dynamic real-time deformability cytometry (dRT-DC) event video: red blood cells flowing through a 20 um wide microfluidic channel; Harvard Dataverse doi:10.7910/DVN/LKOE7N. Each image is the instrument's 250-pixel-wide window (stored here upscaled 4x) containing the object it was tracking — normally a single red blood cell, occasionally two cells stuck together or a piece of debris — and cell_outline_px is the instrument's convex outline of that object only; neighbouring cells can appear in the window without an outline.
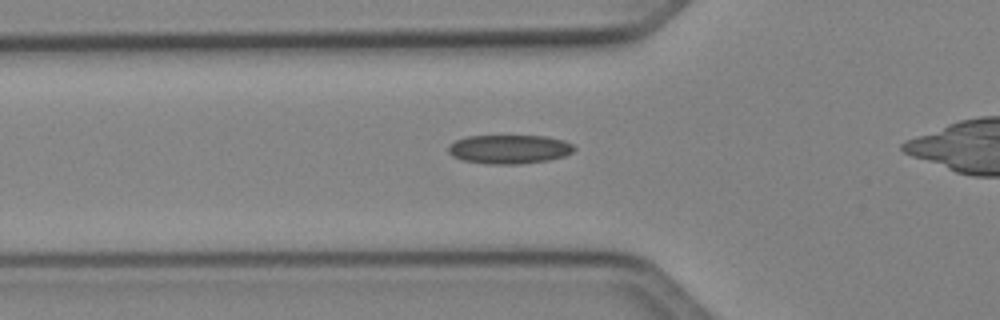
{"species": "Egyptian fruit bat (a non-hibernating species)", "species_latin": "Rousettus aegyptiacus", "temperature_condition": "cold", "stored_images_in_passage": 36, "camera_frame_rate_fps": 3000, "um_per_image_px": 0.085, "animal": {"sex": "female"}, "frame": {"image": 1, "passage_image": 10, "time_ms": 3.0, "image_size_px": [1000, 320], "cell_outline_px": [[576, 148], [572, 152], [564, 156], [548, 160], [520, 164], [488, 164], [464, 160], [452, 156], [448, 152], [448, 148], [456, 140], [468, 136], [544, 136], [564, 140], [572, 144]], "centroid_in_image_um": [43.31, 12.68], "position_along_channel_um": 82.5, "area_um2": 21.1}}
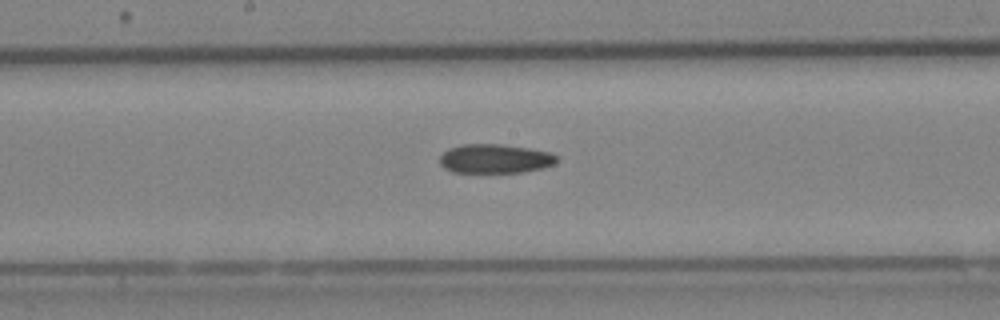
{"frame": {"image": 2, "passage_image": 19, "time_ms": 6.0, "image_size_px": [1000, 320], "cell_outline_px": [[560, 160], [556, 164], [544, 168], [520, 172], [452, 172], [444, 168], [440, 164], [440, 156], [448, 148], [460, 144], [500, 144], [528, 148], [552, 152]], "centroid_in_image_um": [42.1, 13.48], "position_along_channel_um": 206.1, "area_um2": 20.06}}
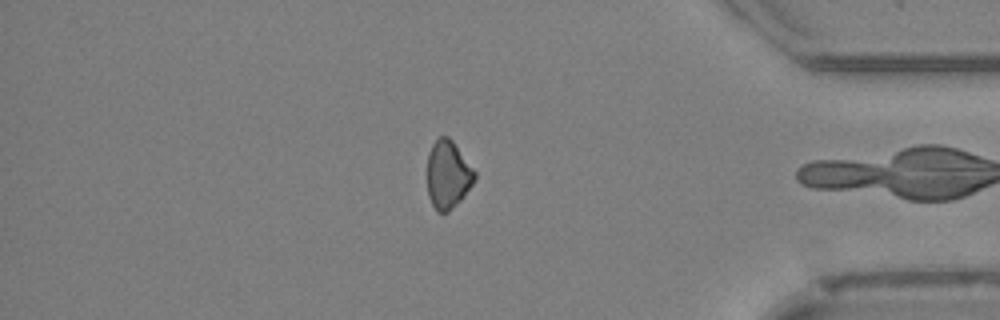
{"frame": {"image": 3, "passage_image": 35, "time_ms": 11.333, "image_size_px": [1000, 320], "cell_outline_px": [[476, 176], [472, 184], [464, 196], [448, 212], [436, 212], [428, 196], [428, 152], [432, 144], [440, 136], [448, 136], [452, 140], [476, 172]], "centroid_in_image_um": [38.06, 14.84], "position_along_channel_um": 397.1, "area_um2": 18.67}}